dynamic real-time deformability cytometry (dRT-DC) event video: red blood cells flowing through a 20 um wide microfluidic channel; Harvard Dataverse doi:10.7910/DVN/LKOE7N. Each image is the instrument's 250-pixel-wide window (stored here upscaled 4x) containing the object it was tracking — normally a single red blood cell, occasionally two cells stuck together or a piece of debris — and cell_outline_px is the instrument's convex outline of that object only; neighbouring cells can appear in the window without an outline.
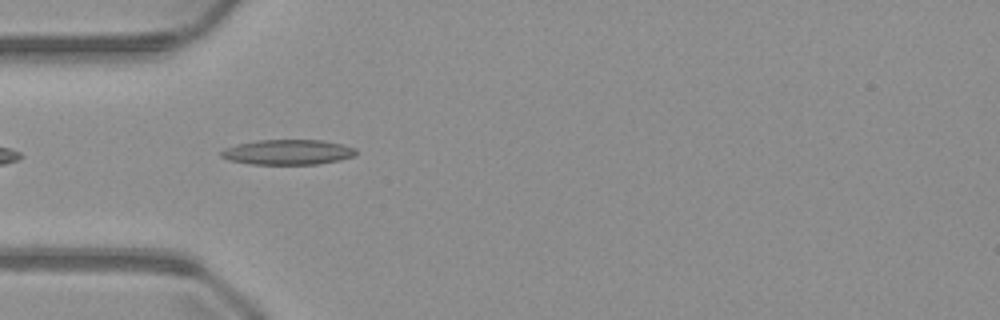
{"species": "common noctule bat (a hibernating species)", "species_latin": "Nyctalus noctula", "temperature_condition": "warm", "stored_images_in_passage": 6, "camera_frame_rate_fps": 3000, "um_per_image_px": 0.085, "animal": {"sex": "male", "body_mass_g": 23.1, "forearm_length_mm": 52.7}, "frame": {"image": 1, "passage_image": 3, "time_ms": 0.667, "image_size_px": [1000, 320], "cell_outline_px": [[356, 156], [340, 160], [316, 164], [252, 164], [228, 160], [220, 156], [220, 152], [224, 148], [236, 144], [260, 140], [324, 140], [356, 148]], "centroid_in_image_um": [24.46, 12.93], "position_along_channel_um": 60.5, "area_um2": 19.77}}